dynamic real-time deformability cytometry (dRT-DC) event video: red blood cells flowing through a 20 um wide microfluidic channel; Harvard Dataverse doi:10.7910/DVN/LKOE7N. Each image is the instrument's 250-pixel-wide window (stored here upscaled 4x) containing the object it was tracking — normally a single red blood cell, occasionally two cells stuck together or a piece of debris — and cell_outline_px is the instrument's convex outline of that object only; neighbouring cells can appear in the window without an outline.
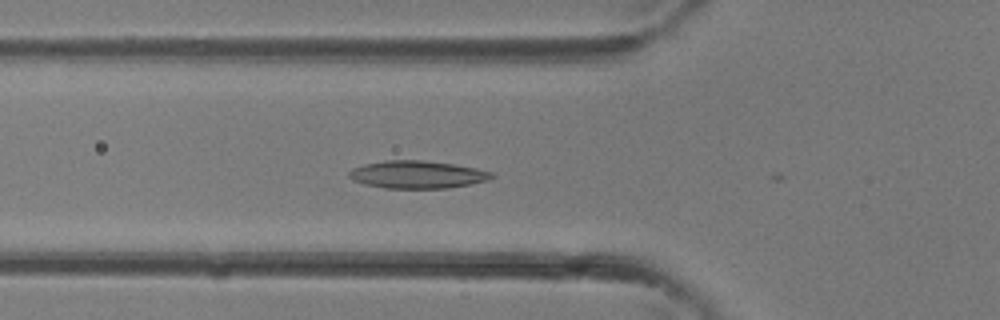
{"species": "common noctule bat (a hibernating species)", "species_latin": "Nyctalus noctula", "temperature_condition": "room temperature", "stored_images_in_passage": 6, "camera_frame_rate_fps": 3000, "um_per_image_px": 0.085, "animal": {"sex": "female"}, "frame": {"image": 1, "passage_image": 2, "time_ms": 0.333, "image_size_px": [1000, 320], "cell_outline_px": [[496, 176], [488, 180], [448, 188], [384, 188], [364, 184], [352, 180], [348, 176], [348, 172], [352, 168], [364, 164], [384, 160], [420, 160], [452, 164], [476, 168], [492, 172]], "centroid_in_image_um": [35.43, 14.83], "position_along_channel_um": 90.4, "area_um2": 22.95}}
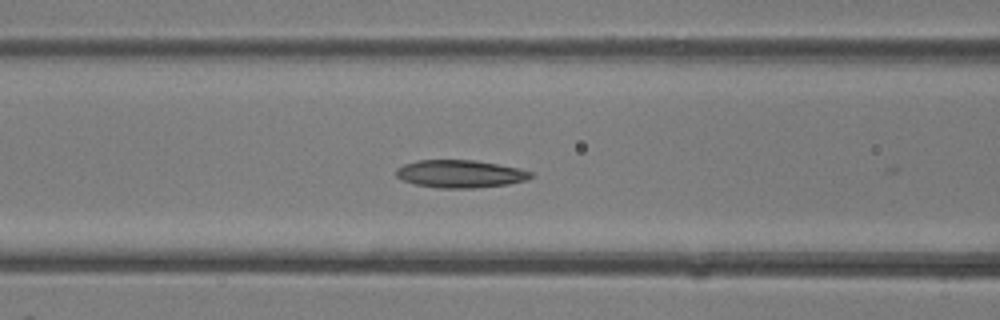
{"frame": {"image": 2, "passage_image": 4, "time_ms": 1.0, "image_size_px": [1000, 320], "cell_outline_px": [[532, 176], [528, 180], [508, 184], [472, 188], [436, 188], [416, 184], [404, 180], [396, 176], [396, 168], [404, 164], [416, 160], [476, 160], [520, 168], [532, 172]], "centroid_in_image_um": [39.13, 14.77], "position_along_channel_um": 127.5, "area_um2": 21.79}}